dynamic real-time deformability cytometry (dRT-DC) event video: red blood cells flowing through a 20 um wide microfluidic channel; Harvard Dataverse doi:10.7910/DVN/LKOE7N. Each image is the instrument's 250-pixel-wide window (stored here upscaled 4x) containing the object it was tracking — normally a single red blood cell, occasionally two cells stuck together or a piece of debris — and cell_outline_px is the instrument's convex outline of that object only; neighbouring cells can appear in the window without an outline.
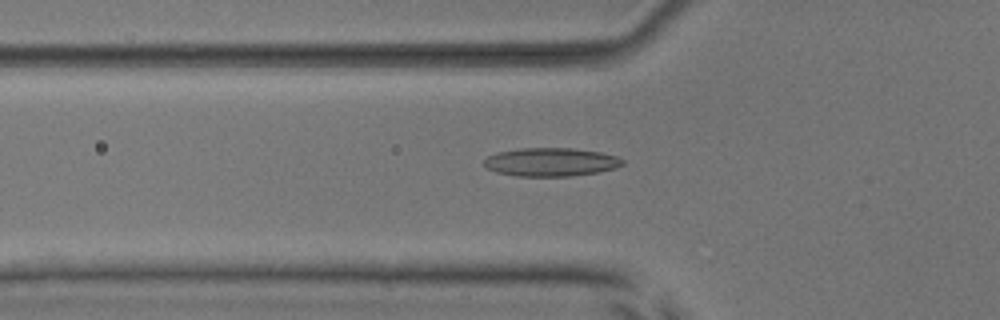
{"species": "common noctule bat (a hibernating species)", "species_latin": "Nyctalus noctula", "temperature_condition": "room temperature", "stored_images_in_passage": 54, "camera_frame_rate_fps": 3000, "um_per_image_px": 0.085, "animal": {"sex": "male", "body_mass_g": 17.9, "forearm_length_mm": 54.2}, "frame": {"image": 1, "passage_image": 19, "time_ms": 6.0, "image_size_px": [1000, 320], "cell_outline_px": [[624, 164], [616, 168], [596, 172], [568, 176], [516, 176], [496, 172], [488, 168], [484, 164], [484, 160], [488, 156], [500, 152], [520, 148], [572, 148], [600, 152], [616, 156], [624, 160]], "centroid_in_image_um": [46.84, 13.77], "position_along_channel_um": 79.0, "area_um2": 22.77}}
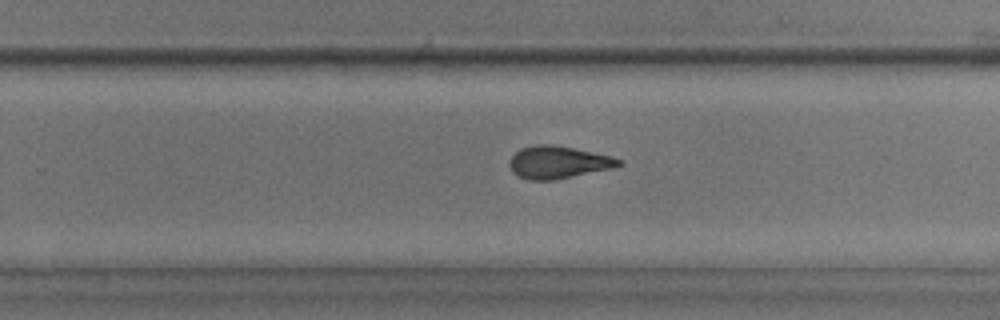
{"frame": {"image": 2, "passage_image": 35, "time_ms": 11.333, "image_size_px": [1000, 320], "cell_outline_px": [[624, 164], [612, 168], [552, 180], [528, 180], [512, 172], [508, 164], [508, 160], [520, 148], [536, 144], [552, 144], [612, 156], [624, 160]], "centroid_in_image_um": [47.43, 13.78], "position_along_channel_um": 282.4, "area_um2": 20.63}}
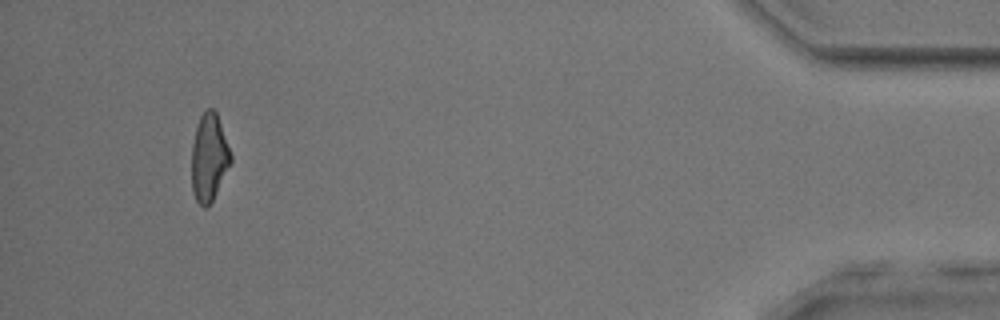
{"frame": {"image": 3, "passage_image": 51, "time_ms": 16.667, "image_size_px": [1000, 320], "cell_outline_px": [[232, 160], [212, 200], [204, 208], [196, 200], [192, 192], [192, 144], [196, 128], [200, 116], [208, 108], [212, 108], [216, 112], [232, 156]], "centroid_in_image_um": [17.76, 13.38], "position_along_channel_um": 417.4, "area_um2": 19.54}, "authors_computed_cell_mechanics": {"area_um2": 20.9814, "velocity_mm_per_s": 3.8187, "shape_relaxation_time_tau1_ms": 9.2777, "shape_relaxation_time_tau2_ms": 2.1453, "deformation_change_tau1": 0.2301, "deformation_change_tau2": 0.0944}}